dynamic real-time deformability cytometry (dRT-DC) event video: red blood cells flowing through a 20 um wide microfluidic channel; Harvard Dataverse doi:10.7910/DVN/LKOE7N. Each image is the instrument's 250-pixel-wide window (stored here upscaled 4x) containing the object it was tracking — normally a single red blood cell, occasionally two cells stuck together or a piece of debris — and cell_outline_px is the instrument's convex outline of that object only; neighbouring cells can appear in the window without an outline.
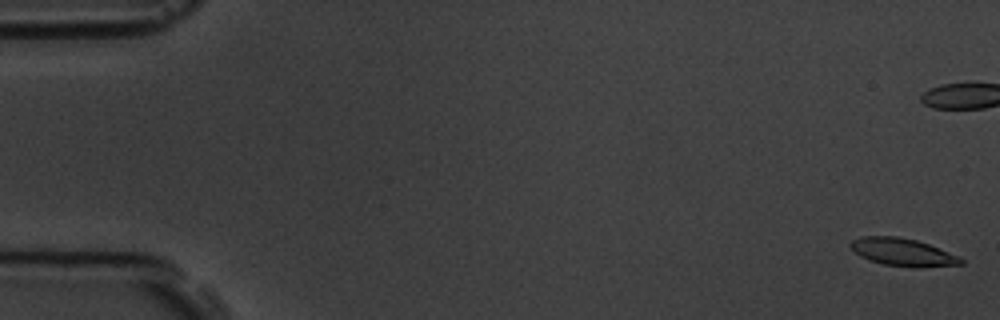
{"species": "common noctule bat (a hibernating species)", "species_latin": "Nyctalus noctula", "temperature_condition": "room temperature", "stored_images_in_passage": 7, "camera_frame_rate_fps": 3000, "um_per_image_px": 0.085, "animal": {"sex": "male", "body_mass_g": 19.5, "forearm_length_mm": 54.6}, "frame": {"image": 1, "passage_image": 1, "time_ms": 0.0, "image_size_px": [1000, 320], "cell_outline_px": [[964, 264], [916, 268], [884, 264], [868, 260], [860, 256], [848, 244], [852, 240], [860, 236], [896, 236], [916, 240], [928, 244], [960, 256], [964, 260]], "centroid_in_image_um": [76.74, 21.44], "position_along_channel_um": 8.3, "area_um2": 17.86}}
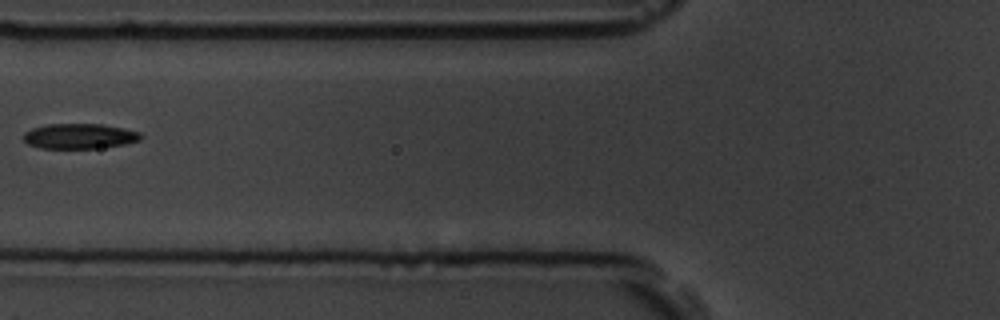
{"frame": {"image": 2, "passage_image": 6, "time_ms": 7.667, "image_size_px": [1000, 320], "cell_outline_px": [[144, 136], [140, 140], [124, 144], [100, 148], [40, 148], [28, 144], [24, 140], [24, 132], [32, 128], [44, 124], [100, 124], [124, 128], [140, 132]], "centroid_in_image_um": [6.76, 11.57], "position_along_channel_um": 119.0, "area_um2": 17.28}}
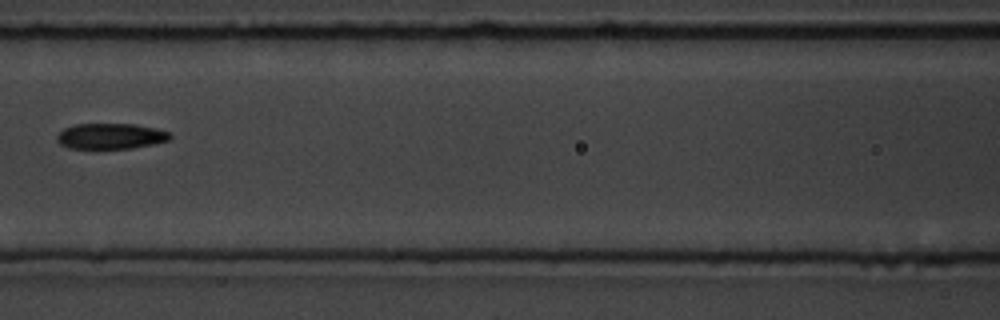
{"frame": {"image": 3, "passage_image": 7, "time_ms": 8.667, "image_size_px": [1000, 320], "cell_outline_px": [[172, 136], [168, 140], [152, 144], [132, 148], [68, 148], [60, 144], [56, 140], [56, 136], [64, 128], [76, 124], [136, 124], [156, 128], [168, 132]], "centroid_in_image_um": [9.38, 11.57], "position_along_channel_um": 157.2, "area_um2": 16.82}}